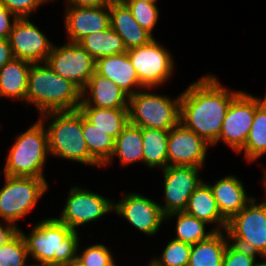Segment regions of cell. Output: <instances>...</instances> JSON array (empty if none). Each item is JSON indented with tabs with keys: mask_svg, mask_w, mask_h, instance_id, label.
<instances>
[{
	"mask_svg": "<svg viewBox=\"0 0 266 266\" xmlns=\"http://www.w3.org/2000/svg\"><path fill=\"white\" fill-rule=\"evenodd\" d=\"M231 91L212 74L194 81L181 92L180 123L213 146L220 136L228 106L241 92Z\"/></svg>",
	"mask_w": 266,
	"mask_h": 266,
	"instance_id": "obj_1",
	"label": "cell"
},
{
	"mask_svg": "<svg viewBox=\"0 0 266 266\" xmlns=\"http://www.w3.org/2000/svg\"><path fill=\"white\" fill-rule=\"evenodd\" d=\"M25 102L33 104L40 115L77 110L82 102V90L72 81L56 74L46 62L32 63Z\"/></svg>",
	"mask_w": 266,
	"mask_h": 266,
	"instance_id": "obj_2",
	"label": "cell"
},
{
	"mask_svg": "<svg viewBox=\"0 0 266 266\" xmlns=\"http://www.w3.org/2000/svg\"><path fill=\"white\" fill-rule=\"evenodd\" d=\"M26 235L18 231L24 239L27 252L35 261L50 262L56 266L77 259L79 253V231L72 230L56 217L39 221Z\"/></svg>",
	"mask_w": 266,
	"mask_h": 266,
	"instance_id": "obj_3",
	"label": "cell"
},
{
	"mask_svg": "<svg viewBox=\"0 0 266 266\" xmlns=\"http://www.w3.org/2000/svg\"><path fill=\"white\" fill-rule=\"evenodd\" d=\"M40 116L39 120L46 127L50 156L102 167L89 153L83 136V114L79 109L47 112Z\"/></svg>",
	"mask_w": 266,
	"mask_h": 266,
	"instance_id": "obj_4",
	"label": "cell"
},
{
	"mask_svg": "<svg viewBox=\"0 0 266 266\" xmlns=\"http://www.w3.org/2000/svg\"><path fill=\"white\" fill-rule=\"evenodd\" d=\"M15 138L6 159L4 175L46 178L43 170L50 154L45 125L38 119Z\"/></svg>",
	"mask_w": 266,
	"mask_h": 266,
	"instance_id": "obj_5",
	"label": "cell"
},
{
	"mask_svg": "<svg viewBox=\"0 0 266 266\" xmlns=\"http://www.w3.org/2000/svg\"><path fill=\"white\" fill-rule=\"evenodd\" d=\"M142 91L129 96L130 124L169 131L180 122L181 93L176 99H170L168 95Z\"/></svg>",
	"mask_w": 266,
	"mask_h": 266,
	"instance_id": "obj_6",
	"label": "cell"
},
{
	"mask_svg": "<svg viewBox=\"0 0 266 266\" xmlns=\"http://www.w3.org/2000/svg\"><path fill=\"white\" fill-rule=\"evenodd\" d=\"M4 176L5 184L0 188V218L17 226L16 222L36 207L49 185L46 178Z\"/></svg>",
	"mask_w": 266,
	"mask_h": 266,
	"instance_id": "obj_7",
	"label": "cell"
},
{
	"mask_svg": "<svg viewBox=\"0 0 266 266\" xmlns=\"http://www.w3.org/2000/svg\"><path fill=\"white\" fill-rule=\"evenodd\" d=\"M253 198L227 223L229 242L266 257V199Z\"/></svg>",
	"mask_w": 266,
	"mask_h": 266,
	"instance_id": "obj_8",
	"label": "cell"
},
{
	"mask_svg": "<svg viewBox=\"0 0 266 266\" xmlns=\"http://www.w3.org/2000/svg\"><path fill=\"white\" fill-rule=\"evenodd\" d=\"M156 40L154 38L146 45L127 50L144 90H152L166 84L175 67L169 50Z\"/></svg>",
	"mask_w": 266,
	"mask_h": 266,
	"instance_id": "obj_9",
	"label": "cell"
},
{
	"mask_svg": "<svg viewBox=\"0 0 266 266\" xmlns=\"http://www.w3.org/2000/svg\"><path fill=\"white\" fill-rule=\"evenodd\" d=\"M65 203L56 218L72 230L114 211V200L78 186L69 189Z\"/></svg>",
	"mask_w": 266,
	"mask_h": 266,
	"instance_id": "obj_10",
	"label": "cell"
},
{
	"mask_svg": "<svg viewBox=\"0 0 266 266\" xmlns=\"http://www.w3.org/2000/svg\"><path fill=\"white\" fill-rule=\"evenodd\" d=\"M46 64L83 90L95 72L96 60L79 43L67 42L53 45Z\"/></svg>",
	"mask_w": 266,
	"mask_h": 266,
	"instance_id": "obj_11",
	"label": "cell"
},
{
	"mask_svg": "<svg viewBox=\"0 0 266 266\" xmlns=\"http://www.w3.org/2000/svg\"><path fill=\"white\" fill-rule=\"evenodd\" d=\"M256 111V97L241 91L230 103L218 140L228 145L236 154L244 147Z\"/></svg>",
	"mask_w": 266,
	"mask_h": 266,
	"instance_id": "obj_12",
	"label": "cell"
},
{
	"mask_svg": "<svg viewBox=\"0 0 266 266\" xmlns=\"http://www.w3.org/2000/svg\"><path fill=\"white\" fill-rule=\"evenodd\" d=\"M200 170L198 167L181 165L167 166L162 170L165 205L160 204V207L164 216L185 211L189 197L204 181L200 178Z\"/></svg>",
	"mask_w": 266,
	"mask_h": 266,
	"instance_id": "obj_13",
	"label": "cell"
},
{
	"mask_svg": "<svg viewBox=\"0 0 266 266\" xmlns=\"http://www.w3.org/2000/svg\"><path fill=\"white\" fill-rule=\"evenodd\" d=\"M122 196L114 201V212L147 236L156 235L165 221L160 204L136 192H124Z\"/></svg>",
	"mask_w": 266,
	"mask_h": 266,
	"instance_id": "obj_14",
	"label": "cell"
},
{
	"mask_svg": "<svg viewBox=\"0 0 266 266\" xmlns=\"http://www.w3.org/2000/svg\"><path fill=\"white\" fill-rule=\"evenodd\" d=\"M46 36L29 18H18L9 36L14 58L31 63L46 62L54 45Z\"/></svg>",
	"mask_w": 266,
	"mask_h": 266,
	"instance_id": "obj_15",
	"label": "cell"
},
{
	"mask_svg": "<svg viewBox=\"0 0 266 266\" xmlns=\"http://www.w3.org/2000/svg\"><path fill=\"white\" fill-rule=\"evenodd\" d=\"M205 139L178 123L169 130L168 166L181 165L203 168L208 148Z\"/></svg>",
	"mask_w": 266,
	"mask_h": 266,
	"instance_id": "obj_16",
	"label": "cell"
},
{
	"mask_svg": "<svg viewBox=\"0 0 266 266\" xmlns=\"http://www.w3.org/2000/svg\"><path fill=\"white\" fill-rule=\"evenodd\" d=\"M65 28L68 42L78 43L87 35L105 30L110 26L109 6L76 7L66 6Z\"/></svg>",
	"mask_w": 266,
	"mask_h": 266,
	"instance_id": "obj_17",
	"label": "cell"
},
{
	"mask_svg": "<svg viewBox=\"0 0 266 266\" xmlns=\"http://www.w3.org/2000/svg\"><path fill=\"white\" fill-rule=\"evenodd\" d=\"M128 103V94L106 77L94 72L82 90L79 106L128 109Z\"/></svg>",
	"mask_w": 266,
	"mask_h": 266,
	"instance_id": "obj_18",
	"label": "cell"
},
{
	"mask_svg": "<svg viewBox=\"0 0 266 266\" xmlns=\"http://www.w3.org/2000/svg\"><path fill=\"white\" fill-rule=\"evenodd\" d=\"M95 72L112 81L129 96L144 88L127 52L99 58L96 60Z\"/></svg>",
	"mask_w": 266,
	"mask_h": 266,
	"instance_id": "obj_19",
	"label": "cell"
},
{
	"mask_svg": "<svg viewBox=\"0 0 266 266\" xmlns=\"http://www.w3.org/2000/svg\"><path fill=\"white\" fill-rule=\"evenodd\" d=\"M109 11L110 27L122 38L127 50L146 45L155 38L136 22L126 4L114 0Z\"/></svg>",
	"mask_w": 266,
	"mask_h": 266,
	"instance_id": "obj_20",
	"label": "cell"
},
{
	"mask_svg": "<svg viewBox=\"0 0 266 266\" xmlns=\"http://www.w3.org/2000/svg\"><path fill=\"white\" fill-rule=\"evenodd\" d=\"M208 185L221 215L227 221L239 213L254 198L248 197L243 183L234 175H226L217 182Z\"/></svg>",
	"mask_w": 266,
	"mask_h": 266,
	"instance_id": "obj_21",
	"label": "cell"
},
{
	"mask_svg": "<svg viewBox=\"0 0 266 266\" xmlns=\"http://www.w3.org/2000/svg\"><path fill=\"white\" fill-rule=\"evenodd\" d=\"M185 212L208 225L216 224L213 228L215 231H223L227 228L228 221L221 215L207 181H203L189 197Z\"/></svg>",
	"mask_w": 266,
	"mask_h": 266,
	"instance_id": "obj_22",
	"label": "cell"
},
{
	"mask_svg": "<svg viewBox=\"0 0 266 266\" xmlns=\"http://www.w3.org/2000/svg\"><path fill=\"white\" fill-rule=\"evenodd\" d=\"M31 62L13 58L0 70V97L26 101Z\"/></svg>",
	"mask_w": 266,
	"mask_h": 266,
	"instance_id": "obj_23",
	"label": "cell"
},
{
	"mask_svg": "<svg viewBox=\"0 0 266 266\" xmlns=\"http://www.w3.org/2000/svg\"><path fill=\"white\" fill-rule=\"evenodd\" d=\"M226 230L215 231L208 239L193 244L188 266H222L229 238Z\"/></svg>",
	"mask_w": 266,
	"mask_h": 266,
	"instance_id": "obj_24",
	"label": "cell"
},
{
	"mask_svg": "<svg viewBox=\"0 0 266 266\" xmlns=\"http://www.w3.org/2000/svg\"><path fill=\"white\" fill-rule=\"evenodd\" d=\"M83 116L96 128L116 139L129 123L128 109L79 106Z\"/></svg>",
	"mask_w": 266,
	"mask_h": 266,
	"instance_id": "obj_25",
	"label": "cell"
},
{
	"mask_svg": "<svg viewBox=\"0 0 266 266\" xmlns=\"http://www.w3.org/2000/svg\"><path fill=\"white\" fill-rule=\"evenodd\" d=\"M245 160L255 162L266 154V95L262 99L256 96V111L251 129L244 147L237 153H243Z\"/></svg>",
	"mask_w": 266,
	"mask_h": 266,
	"instance_id": "obj_26",
	"label": "cell"
},
{
	"mask_svg": "<svg viewBox=\"0 0 266 266\" xmlns=\"http://www.w3.org/2000/svg\"><path fill=\"white\" fill-rule=\"evenodd\" d=\"M143 152L141 128L128 123L121 134L115 139V149L112 158L103 168L113 163L112 160L116 155L122 166H128L134 162L143 163Z\"/></svg>",
	"mask_w": 266,
	"mask_h": 266,
	"instance_id": "obj_27",
	"label": "cell"
},
{
	"mask_svg": "<svg viewBox=\"0 0 266 266\" xmlns=\"http://www.w3.org/2000/svg\"><path fill=\"white\" fill-rule=\"evenodd\" d=\"M143 139V165L148 168L168 166L169 131L155 128H141Z\"/></svg>",
	"mask_w": 266,
	"mask_h": 266,
	"instance_id": "obj_28",
	"label": "cell"
},
{
	"mask_svg": "<svg viewBox=\"0 0 266 266\" xmlns=\"http://www.w3.org/2000/svg\"><path fill=\"white\" fill-rule=\"evenodd\" d=\"M95 60L127 52L122 38L109 26L107 29L87 35L78 42Z\"/></svg>",
	"mask_w": 266,
	"mask_h": 266,
	"instance_id": "obj_29",
	"label": "cell"
},
{
	"mask_svg": "<svg viewBox=\"0 0 266 266\" xmlns=\"http://www.w3.org/2000/svg\"><path fill=\"white\" fill-rule=\"evenodd\" d=\"M173 217L177 218L175 226L176 236L173 237L175 240L193 245L199 241L208 239L215 233L213 228L210 231L207 230L208 232H206V225L208 226V224L186 213L185 211L175 212L165 216V222Z\"/></svg>",
	"mask_w": 266,
	"mask_h": 266,
	"instance_id": "obj_30",
	"label": "cell"
},
{
	"mask_svg": "<svg viewBox=\"0 0 266 266\" xmlns=\"http://www.w3.org/2000/svg\"><path fill=\"white\" fill-rule=\"evenodd\" d=\"M83 136L90 155L103 167L111 158L115 149V139L96 128L83 116Z\"/></svg>",
	"mask_w": 266,
	"mask_h": 266,
	"instance_id": "obj_31",
	"label": "cell"
},
{
	"mask_svg": "<svg viewBox=\"0 0 266 266\" xmlns=\"http://www.w3.org/2000/svg\"><path fill=\"white\" fill-rule=\"evenodd\" d=\"M192 245L171 239L160 257L152 258L146 266H188Z\"/></svg>",
	"mask_w": 266,
	"mask_h": 266,
	"instance_id": "obj_32",
	"label": "cell"
},
{
	"mask_svg": "<svg viewBox=\"0 0 266 266\" xmlns=\"http://www.w3.org/2000/svg\"><path fill=\"white\" fill-rule=\"evenodd\" d=\"M28 258L29 254L19 231L0 246V266H25Z\"/></svg>",
	"mask_w": 266,
	"mask_h": 266,
	"instance_id": "obj_33",
	"label": "cell"
},
{
	"mask_svg": "<svg viewBox=\"0 0 266 266\" xmlns=\"http://www.w3.org/2000/svg\"><path fill=\"white\" fill-rule=\"evenodd\" d=\"M131 10L136 22L152 34L155 25L159 20V9L157 3H148L139 0L120 1Z\"/></svg>",
	"mask_w": 266,
	"mask_h": 266,
	"instance_id": "obj_34",
	"label": "cell"
},
{
	"mask_svg": "<svg viewBox=\"0 0 266 266\" xmlns=\"http://www.w3.org/2000/svg\"><path fill=\"white\" fill-rule=\"evenodd\" d=\"M110 249L104 244H93L77 254L82 266H118Z\"/></svg>",
	"mask_w": 266,
	"mask_h": 266,
	"instance_id": "obj_35",
	"label": "cell"
},
{
	"mask_svg": "<svg viewBox=\"0 0 266 266\" xmlns=\"http://www.w3.org/2000/svg\"><path fill=\"white\" fill-rule=\"evenodd\" d=\"M257 253L228 243L223 257L222 266H254Z\"/></svg>",
	"mask_w": 266,
	"mask_h": 266,
	"instance_id": "obj_36",
	"label": "cell"
},
{
	"mask_svg": "<svg viewBox=\"0 0 266 266\" xmlns=\"http://www.w3.org/2000/svg\"><path fill=\"white\" fill-rule=\"evenodd\" d=\"M50 0H2V4L17 18H30V15Z\"/></svg>",
	"mask_w": 266,
	"mask_h": 266,
	"instance_id": "obj_37",
	"label": "cell"
},
{
	"mask_svg": "<svg viewBox=\"0 0 266 266\" xmlns=\"http://www.w3.org/2000/svg\"><path fill=\"white\" fill-rule=\"evenodd\" d=\"M17 19L11 11L3 4H0V38L9 39L10 32Z\"/></svg>",
	"mask_w": 266,
	"mask_h": 266,
	"instance_id": "obj_38",
	"label": "cell"
},
{
	"mask_svg": "<svg viewBox=\"0 0 266 266\" xmlns=\"http://www.w3.org/2000/svg\"><path fill=\"white\" fill-rule=\"evenodd\" d=\"M66 6L76 7H104L110 6L114 0H65Z\"/></svg>",
	"mask_w": 266,
	"mask_h": 266,
	"instance_id": "obj_39",
	"label": "cell"
},
{
	"mask_svg": "<svg viewBox=\"0 0 266 266\" xmlns=\"http://www.w3.org/2000/svg\"><path fill=\"white\" fill-rule=\"evenodd\" d=\"M13 58L9 39L0 38V70Z\"/></svg>",
	"mask_w": 266,
	"mask_h": 266,
	"instance_id": "obj_40",
	"label": "cell"
},
{
	"mask_svg": "<svg viewBox=\"0 0 266 266\" xmlns=\"http://www.w3.org/2000/svg\"><path fill=\"white\" fill-rule=\"evenodd\" d=\"M0 223V246L5 244L8 240H10L17 232L18 228L12 223L4 222Z\"/></svg>",
	"mask_w": 266,
	"mask_h": 266,
	"instance_id": "obj_41",
	"label": "cell"
},
{
	"mask_svg": "<svg viewBox=\"0 0 266 266\" xmlns=\"http://www.w3.org/2000/svg\"><path fill=\"white\" fill-rule=\"evenodd\" d=\"M25 266H56L54 264H51L50 262H44V261H37V263L34 264H26Z\"/></svg>",
	"mask_w": 266,
	"mask_h": 266,
	"instance_id": "obj_42",
	"label": "cell"
},
{
	"mask_svg": "<svg viewBox=\"0 0 266 266\" xmlns=\"http://www.w3.org/2000/svg\"><path fill=\"white\" fill-rule=\"evenodd\" d=\"M60 266H82V264L79 262L78 259H75V260L70 261L68 263H64V264H62Z\"/></svg>",
	"mask_w": 266,
	"mask_h": 266,
	"instance_id": "obj_43",
	"label": "cell"
},
{
	"mask_svg": "<svg viewBox=\"0 0 266 266\" xmlns=\"http://www.w3.org/2000/svg\"><path fill=\"white\" fill-rule=\"evenodd\" d=\"M262 258H263V261L262 262H256L254 266H266V257H262Z\"/></svg>",
	"mask_w": 266,
	"mask_h": 266,
	"instance_id": "obj_44",
	"label": "cell"
},
{
	"mask_svg": "<svg viewBox=\"0 0 266 266\" xmlns=\"http://www.w3.org/2000/svg\"><path fill=\"white\" fill-rule=\"evenodd\" d=\"M119 1H135V0H119ZM143 2H148V3H156L157 0H139Z\"/></svg>",
	"mask_w": 266,
	"mask_h": 266,
	"instance_id": "obj_45",
	"label": "cell"
},
{
	"mask_svg": "<svg viewBox=\"0 0 266 266\" xmlns=\"http://www.w3.org/2000/svg\"><path fill=\"white\" fill-rule=\"evenodd\" d=\"M263 186H264V190L266 191V170H264V172H263Z\"/></svg>",
	"mask_w": 266,
	"mask_h": 266,
	"instance_id": "obj_46",
	"label": "cell"
}]
</instances>
